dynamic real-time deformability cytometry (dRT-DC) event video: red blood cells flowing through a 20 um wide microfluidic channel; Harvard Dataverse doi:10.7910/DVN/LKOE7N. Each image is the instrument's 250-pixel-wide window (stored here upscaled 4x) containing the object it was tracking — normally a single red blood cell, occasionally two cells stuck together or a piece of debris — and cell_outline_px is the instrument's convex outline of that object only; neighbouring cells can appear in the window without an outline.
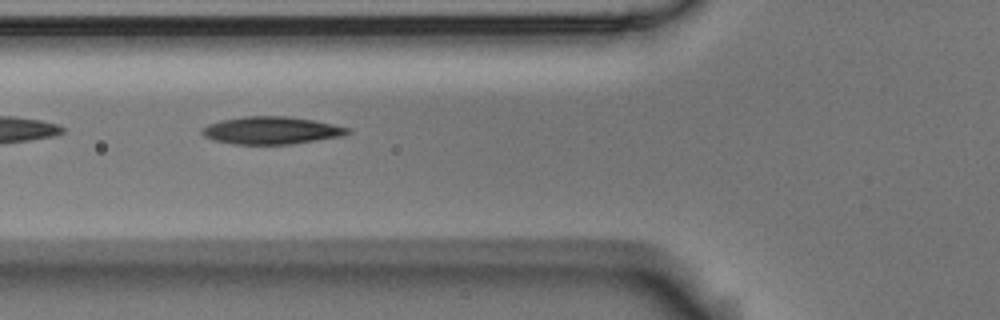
{"species": "Egyptian fruit bat (a non-hibernating species)", "species_latin": "Rousettus aegyptiacus", "temperature_condition": "room temperature", "stored_images_in_passage": 6, "camera_frame_rate_fps": 3000, "um_per_image_px": 0.085, "animal": {"sex": "male"}, "frame": {"image": 1, "passage_image": 5, "time_ms": 1.333, "image_size_px": [1000, 320], "cell_outline_px": [[352, 132], [344, 136], [292, 144], [232, 144], [212, 140], [204, 136], [200, 132], [200, 128], [208, 124], [220, 120], [244, 116], [288, 116], [312, 120], [352, 128]], "centroid_in_image_um": [23.06, 11.09], "position_along_channel_um": 102.7, "area_um2": 23.64}}
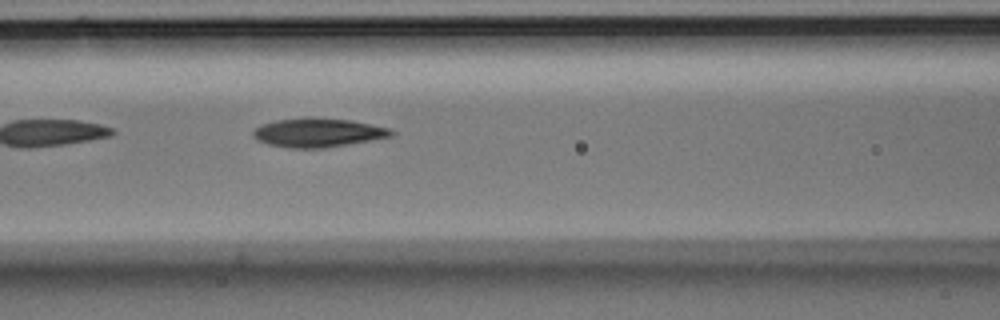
{"frame": {"image": 2, "passage_image": 6, "time_ms": 1.667, "image_size_px": [1000, 320], "cell_outline_px": [[396, 132], [392, 136], [324, 148], [292, 148], [268, 144], [252, 136], [252, 132], [260, 124], [276, 120], [304, 116], [312, 116], [352, 120], [392, 128]], "centroid_in_image_um": [27.04, 11.24], "position_along_channel_um": 139.6, "area_um2": 23.58}}